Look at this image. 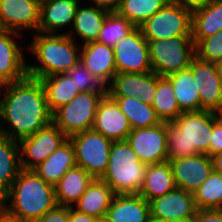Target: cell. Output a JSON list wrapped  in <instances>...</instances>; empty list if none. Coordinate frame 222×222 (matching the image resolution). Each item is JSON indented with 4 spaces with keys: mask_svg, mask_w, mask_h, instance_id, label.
<instances>
[{
    "mask_svg": "<svg viewBox=\"0 0 222 222\" xmlns=\"http://www.w3.org/2000/svg\"><path fill=\"white\" fill-rule=\"evenodd\" d=\"M2 88L7 91L0 99V134L19 142L52 123L40 79L27 75L20 81L0 85ZM3 123L8 126L3 127Z\"/></svg>",
    "mask_w": 222,
    "mask_h": 222,
    "instance_id": "obj_1",
    "label": "cell"
},
{
    "mask_svg": "<svg viewBox=\"0 0 222 222\" xmlns=\"http://www.w3.org/2000/svg\"><path fill=\"white\" fill-rule=\"evenodd\" d=\"M56 206L55 187L34 170L21 169L8 193L0 200V208L23 222H36Z\"/></svg>",
    "mask_w": 222,
    "mask_h": 222,
    "instance_id": "obj_2",
    "label": "cell"
},
{
    "mask_svg": "<svg viewBox=\"0 0 222 222\" xmlns=\"http://www.w3.org/2000/svg\"><path fill=\"white\" fill-rule=\"evenodd\" d=\"M214 125L213 111L182 112L167 126L168 161L207 154Z\"/></svg>",
    "mask_w": 222,
    "mask_h": 222,
    "instance_id": "obj_3",
    "label": "cell"
},
{
    "mask_svg": "<svg viewBox=\"0 0 222 222\" xmlns=\"http://www.w3.org/2000/svg\"><path fill=\"white\" fill-rule=\"evenodd\" d=\"M28 49L39 65L27 64V75L41 79L54 74H64L80 62L81 45L66 32L46 34L36 32Z\"/></svg>",
    "mask_w": 222,
    "mask_h": 222,
    "instance_id": "obj_4",
    "label": "cell"
},
{
    "mask_svg": "<svg viewBox=\"0 0 222 222\" xmlns=\"http://www.w3.org/2000/svg\"><path fill=\"white\" fill-rule=\"evenodd\" d=\"M143 164L127 141L112 142L106 172L100 178L115 195L138 194L146 175Z\"/></svg>",
    "mask_w": 222,
    "mask_h": 222,
    "instance_id": "obj_5",
    "label": "cell"
},
{
    "mask_svg": "<svg viewBox=\"0 0 222 222\" xmlns=\"http://www.w3.org/2000/svg\"><path fill=\"white\" fill-rule=\"evenodd\" d=\"M147 42L152 71L160 77H167L189 68L196 56V45L192 36H177Z\"/></svg>",
    "mask_w": 222,
    "mask_h": 222,
    "instance_id": "obj_6",
    "label": "cell"
},
{
    "mask_svg": "<svg viewBox=\"0 0 222 222\" xmlns=\"http://www.w3.org/2000/svg\"><path fill=\"white\" fill-rule=\"evenodd\" d=\"M107 94L80 92L52 113V122L69 138L92 129L98 104Z\"/></svg>",
    "mask_w": 222,
    "mask_h": 222,
    "instance_id": "obj_7",
    "label": "cell"
},
{
    "mask_svg": "<svg viewBox=\"0 0 222 222\" xmlns=\"http://www.w3.org/2000/svg\"><path fill=\"white\" fill-rule=\"evenodd\" d=\"M139 28L147 41L192 36V11L169 1Z\"/></svg>",
    "mask_w": 222,
    "mask_h": 222,
    "instance_id": "obj_8",
    "label": "cell"
},
{
    "mask_svg": "<svg viewBox=\"0 0 222 222\" xmlns=\"http://www.w3.org/2000/svg\"><path fill=\"white\" fill-rule=\"evenodd\" d=\"M74 146L76 165L93 178L100 179L106 172L112 141L93 129L68 138Z\"/></svg>",
    "mask_w": 222,
    "mask_h": 222,
    "instance_id": "obj_9",
    "label": "cell"
},
{
    "mask_svg": "<svg viewBox=\"0 0 222 222\" xmlns=\"http://www.w3.org/2000/svg\"><path fill=\"white\" fill-rule=\"evenodd\" d=\"M68 137L52 122L34 135L19 141L20 166L33 170L57 150Z\"/></svg>",
    "mask_w": 222,
    "mask_h": 222,
    "instance_id": "obj_10",
    "label": "cell"
},
{
    "mask_svg": "<svg viewBox=\"0 0 222 222\" xmlns=\"http://www.w3.org/2000/svg\"><path fill=\"white\" fill-rule=\"evenodd\" d=\"M116 73L152 72L149 46L139 27L114 45Z\"/></svg>",
    "mask_w": 222,
    "mask_h": 222,
    "instance_id": "obj_11",
    "label": "cell"
},
{
    "mask_svg": "<svg viewBox=\"0 0 222 222\" xmlns=\"http://www.w3.org/2000/svg\"><path fill=\"white\" fill-rule=\"evenodd\" d=\"M126 141L145 165L168 161L166 122L148 128L132 129Z\"/></svg>",
    "mask_w": 222,
    "mask_h": 222,
    "instance_id": "obj_12",
    "label": "cell"
},
{
    "mask_svg": "<svg viewBox=\"0 0 222 222\" xmlns=\"http://www.w3.org/2000/svg\"><path fill=\"white\" fill-rule=\"evenodd\" d=\"M199 91L201 110L222 111V84L220 82L216 63L204 61L195 56L190 67Z\"/></svg>",
    "mask_w": 222,
    "mask_h": 222,
    "instance_id": "obj_13",
    "label": "cell"
},
{
    "mask_svg": "<svg viewBox=\"0 0 222 222\" xmlns=\"http://www.w3.org/2000/svg\"><path fill=\"white\" fill-rule=\"evenodd\" d=\"M40 4L37 0H0V29L38 32Z\"/></svg>",
    "mask_w": 222,
    "mask_h": 222,
    "instance_id": "obj_14",
    "label": "cell"
},
{
    "mask_svg": "<svg viewBox=\"0 0 222 222\" xmlns=\"http://www.w3.org/2000/svg\"><path fill=\"white\" fill-rule=\"evenodd\" d=\"M157 89V74L116 73L107 86L110 97H135L144 103L152 104Z\"/></svg>",
    "mask_w": 222,
    "mask_h": 222,
    "instance_id": "obj_15",
    "label": "cell"
},
{
    "mask_svg": "<svg viewBox=\"0 0 222 222\" xmlns=\"http://www.w3.org/2000/svg\"><path fill=\"white\" fill-rule=\"evenodd\" d=\"M21 37L23 34L0 29V85L17 82L27 76L24 49L16 40Z\"/></svg>",
    "mask_w": 222,
    "mask_h": 222,
    "instance_id": "obj_16",
    "label": "cell"
},
{
    "mask_svg": "<svg viewBox=\"0 0 222 222\" xmlns=\"http://www.w3.org/2000/svg\"><path fill=\"white\" fill-rule=\"evenodd\" d=\"M149 206L151 219L160 222L195 216L198 210L193 193L177 187L149 201Z\"/></svg>",
    "mask_w": 222,
    "mask_h": 222,
    "instance_id": "obj_17",
    "label": "cell"
},
{
    "mask_svg": "<svg viewBox=\"0 0 222 222\" xmlns=\"http://www.w3.org/2000/svg\"><path fill=\"white\" fill-rule=\"evenodd\" d=\"M177 188L193 193L213 172L207 154H198L169 161Z\"/></svg>",
    "mask_w": 222,
    "mask_h": 222,
    "instance_id": "obj_18",
    "label": "cell"
},
{
    "mask_svg": "<svg viewBox=\"0 0 222 222\" xmlns=\"http://www.w3.org/2000/svg\"><path fill=\"white\" fill-rule=\"evenodd\" d=\"M92 129L112 142L126 141L132 130L119 105L108 94L103 96L98 104Z\"/></svg>",
    "mask_w": 222,
    "mask_h": 222,
    "instance_id": "obj_19",
    "label": "cell"
},
{
    "mask_svg": "<svg viewBox=\"0 0 222 222\" xmlns=\"http://www.w3.org/2000/svg\"><path fill=\"white\" fill-rule=\"evenodd\" d=\"M82 45L80 63L108 86L116 74L114 48L98 41Z\"/></svg>",
    "mask_w": 222,
    "mask_h": 222,
    "instance_id": "obj_20",
    "label": "cell"
},
{
    "mask_svg": "<svg viewBox=\"0 0 222 222\" xmlns=\"http://www.w3.org/2000/svg\"><path fill=\"white\" fill-rule=\"evenodd\" d=\"M80 0H44L40 4L38 32L58 34L61 28L72 26ZM57 31V32H56Z\"/></svg>",
    "mask_w": 222,
    "mask_h": 222,
    "instance_id": "obj_21",
    "label": "cell"
},
{
    "mask_svg": "<svg viewBox=\"0 0 222 222\" xmlns=\"http://www.w3.org/2000/svg\"><path fill=\"white\" fill-rule=\"evenodd\" d=\"M107 222H150V206L139 194H118L111 201Z\"/></svg>",
    "mask_w": 222,
    "mask_h": 222,
    "instance_id": "obj_22",
    "label": "cell"
},
{
    "mask_svg": "<svg viewBox=\"0 0 222 222\" xmlns=\"http://www.w3.org/2000/svg\"><path fill=\"white\" fill-rule=\"evenodd\" d=\"M94 178L80 166L70 168L55 187L57 205L73 207Z\"/></svg>",
    "mask_w": 222,
    "mask_h": 222,
    "instance_id": "obj_23",
    "label": "cell"
},
{
    "mask_svg": "<svg viewBox=\"0 0 222 222\" xmlns=\"http://www.w3.org/2000/svg\"><path fill=\"white\" fill-rule=\"evenodd\" d=\"M76 166L74 146L67 139L47 159L33 170L48 184L55 186L62 176Z\"/></svg>",
    "mask_w": 222,
    "mask_h": 222,
    "instance_id": "obj_24",
    "label": "cell"
},
{
    "mask_svg": "<svg viewBox=\"0 0 222 222\" xmlns=\"http://www.w3.org/2000/svg\"><path fill=\"white\" fill-rule=\"evenodd\" d=\"M114 196L115 194L108 184L101 179L94 178L73 208L80 213L103 220Z\"/></svg>",
    "mask_w": 222,
    "mask_h": 222,
    "instance_id": "obj_25",
    "label": "cell"
},
{
    "mask_svg": "<svg viewBox=\"0 0 222 222\" xmlns=\"http://www.w3.org/2000/svg\"><path fill=\"white\" fill-rule=\"evenodd\" d=\"M81 6L79 4L74 17L73 32L69 31L67 35L75 39L74 34H76L78 38L80 37L79 39L83 40L84 44L97 41L99 32L110 12L93 5Z\"/></svg>",
    "mask_w": 222,
    "mask_h": 222,
    "instance_id": "obj_26",
    "label": "cell"
},
{
    "mask_svg": "<svg viewBox=\"0 0 222 222\" xmlns=\"http://www.w3.org/2000/svg\"><path fill=\"white\" fill-rule=\"evenodd\" d=\"M176 188L169 161L147 165L146 175L139 190V195L147 202L163 196Z\"/></svg>",
    "mask_w": 222,
    "mask_h": 222,
    "instance_id": "obj_27",
    "label": "cell"
},
{
    "mask_svg": "<svg viewBox=\"0 0 222 222\" xmlns=\"http://www.w3.org/2000/svg\"><path fill=\"white\" fill-rule=\"evenodd\" d=\"M222 29V0H210L192 11V39L197 45L202 39Z\"/></svg>",
    "mask_w": 222,
    "mask_h": 222,
    "instance_id": "obj_28",
    "label": "cell"
},
{
    "mask_svg": "<svg viewBox=\"0 0 222 222\" xmlns=\"http://www.w3.org/2000/svg\"><path fill=\"white\" fill-rule=\"evenodd\" d=\"M20 170L19 142L0 134V200L8 193Z\"/></svg>",
    "mask_w": 222,
    "mask_h": 222,
    "instance_id": "obj_29",
    "label": "cell"
},
{
    "mask_svg": "<svg viewBox=\"0 0 222 222\" xmlns=\"http://www.w3.org/2000/svg\"><path fill=\"white\" fill-rule=\"evenodd\" d=\"M172 84L175 98L182 112L201 111L199 91L190 68L166 77Z\"/></svg>",
    "mask_w": 222,
    "mask_h": 222,
    "instance_id": "obj_30",
    "label": "cell"
},
{
    "mask_svg": "<svg viewBox=\"0 0 222 222\" xmlns=\"http://www.w3.org/2000/svg\"><path fill=\"white\" fill-rule=\"evenodd\" d=\"M46 95L50 111L53 113L59 107L67 104L80 93L73 79L66 73L54 74L40 79Z\"/></svg>",
    "mask_w": 222,
    "mask_h": 222,
    "instance_id": "obj_31",
    "label": "cell"
},
{
    "mask_svg": "<svg viewBox=\"0 0 222 222\" xmlns=\"http://www.w3.org/2000/svg\"><path fill=\"white\" fill-rule=\"evenodd\" d=\"M127 117L131 129L148 128L161 123L151 104L135 97H111Z\"/></svg>",
    "mask_w": 222,
    "mask_h": 222,
    "instance_id": "obj_32",
    "label": "cell"
},
{
    "mask_svg": "<svg viewBox=\"0 0 222 222\" xmlns=\"http://www.w3.org/2000/svg\"><path fill=\"white\" fill-rule=\"evenodd\" d=\"M152 107L161 122H173L181 113L171 82L157 75V89Z\"/></svg>",
    "mask_w": 222,
    "mask_h": 222,
    "instance_id": "obj_33",
    "label": "cell"
},
{
    "mask_svg": "<svg viewBox=\"0 0 222 222\" xmlns=\"http://www.w3.org/2000/svg\"><path fill=\"white\" fill-rule=\"evenodd\" d=\"M170 0H120L116 13L139 27Z\"/></svg>",
    "mask_w": 222,
    "mask_h": 222,
    "instance_id": "obj_34",
    "label": "cell"
},
{
    "mask_svg": "<svg viewBox=\"0 0 222 222\" xmlns=\"http://www.w3.org/2000/svg\"><path fill=\"white\" fill-rule=\"evenodd\" d=\"M193 197L198 210L222 209V174L213 170L193 192Z\"/></svg>",
    "mask_w": 222,
    "mask_h": 222,
    "instance_id": "obj_35",
    "label": "cell"
},
{
    "mask_svg": "<svg viewBox=\"0 0 222 222\" xmlns=\"http://www.w3.org/2000/svg\"><path fill=\"white\" fill-rule=\"evenodd\" d=\"M136 27L126 18L111 12L106 17L98 36V42L114 47Z\"/></svg>",
    "mask_w": 222,
    "mask_h": 222,
    "instance_id": "obj_36",
    "label": "cell"
},
{
    "mask_svg": "<svg viewBox=\"0 0 222 222\" xmlns=\"http://www.w3.org/2000/svg\"><path fill=\"white\" fill-rule=\"evenodd\" d=\"M66 74L73 79L80 92L107 94V85L80 62Z\"/></svg>",
    "mask_w": 222,
    "mask_h": 222,
    "instance_id": "obj_37",
    "label": "cell"
},
{
    "mask_svg": "<svg viewBox=\"0 0 222 222\" xmlns=\"http://www.w3.org/2000/svg\"><path fill=\"white\" fill-rule=\"evenodd\" d=\"M196 56L212 63L222 62V29L196 45Z\"/></svg>",
    "mask_w": 222,
    "mask_h": 222,
    "instance_id": "obj_38",
    "label": "cell"
},
{
    "mask_svg": "<svg viewBox=\"0 0 222 222\" xmlns=\"http://www.w3.org/2000/svg\"><path fill=\"white\" fill-rule=\"evenodd\" d=\"M219 153H222V122L218 119L217 113L214 112L212 138L207 155L211 157Z\"/></svg>",
    "mask_w": 222,
    "mask_h": 222,
    "instance_id": "obj_39",
    "label": "cell"
},
{
    "mask_svg": "<svg viewBox=\"0 0 222 222\" xmlns=\"http://www.w3.org/2000/svg\"><path fill=\"white\" fill-rule=\"evenodd\" d=\"M69 207L57 205L54 209L46 212L36 222H68Z\"/></svg>",
    "mask_w": 222,
    "mask_h": 222,
    "instance_id": "obj_40",
    "label": "cell"
},
{
    "mask_svg": "<svg viewBox=\"0 0 222 222\" xmlns=\"http://www.w3.org/2000/svg\"><path fill=\"white\" fill-rule=\"evenodd\" d=\"M196 222H222L221 209L197 210Z\"/></svg>",
    "mask_w": 222,
    "mask_h": 222,
    "instance_id": "obj_41",
    "label": "cell"
},
{
    "mask_svg": "<svg viewBox=\"0 0 222 222\" xmlns=\"http://www.w3.org/2000/svg\"><path fill=\"white\" fill-rule=\"evenodd\" d=\"M100 219L91 215L83 214L69 207V221L68 222H99Z\"/></svg>",
    "mask_w": 222,
    "mask_h": 222,
    "instance_id": "obj_42",
    "label": "cell"
},
{
    "mask_svg": "<svg viewBox=\"0 0 222 222\" xmlns=\"http://www.w3.org/2000/svg\"><path fill=\"white\" fill-rule=\"evenodd\" d=\"M89 1L93 2L91 3V5L104 9L110 13L116 12L120 3V0H89Z\"/></svg>",
    "mask_w": 222,
    "mask_h": 222,
    "instance_id": "obj_43",
    "label": "cell"
},
{
    "mask_svg": "<svg viewBox=\"0 0 222 222\" xmlns=\"http://www.w3.org/2000/svg\"><path fill=\"white\" fill-rule=\"evenodd\" d=\"M179 6L194 11L206 5L210 0H170Z\"/></svg>",
    "mask_w": 222,
    "mask_h": 222,
    "instance_id": "obj_44",
    "label": "cell"
},
{
    "mask_svg": "<svg viewBox=\"0 0 222 222\" xmlns=\"http://www.w3.org/2000/svg\"><path fill=\"white\" fill-rule=\"evenodd\" d=\"M213 170L222 174V153L211 156Z\"/></svg>",
    "mask_w": 222,
    "mask_h": 222,
    "instance_id": "obj_45",
    "label": "cell"
},
{
    "mask_svg": "<svg viewBox=\"0 0 222 222\" xmlns=\"http://www.w3.org/2000/svg\"><path fill=\"white\" fill-rule=\"evenodd\" d=\"M0 222H23V221L8 215L2 208H0Z\"/></svg>",
    "mask_w": 222,
    "mask_h": 222,
    "instance_id": "obj_46",
    "label": "cell"
},
{
    "mask_svg": "<svg viewBox=\"0 0 222 222\" xmlns=\"http://www.w3.org/2000/svg\"><path fill=\"white\" fill-rule=\"evenodd\" d=\"M168 222H196V215L195 216H190V217H185V218L171 220V221H168Z\"/></svg>",
    "mask_w": 222,
    "mask_h": 222,
    "instance_id": "obj_47",
    "label": "cell"
},
{
    "mask_svg": "<svg viewBox=\"0 0 222 222\" xmlns=\"http://www.w3.org/2000/svg\"><path fill=\"white\" fill-rule=\"evenodd\" d=\"M216 68H217V72H218L220 82L222 84V62L216 63Z\"/></svg>",
    "mask_w": 222,
    "mask_h": 222,
    "instance_id": "obj_48",
    "label": "cell"
},
{
    "mask_svg": "<svg viewBox=\"0 0 222 222\" xmlns=\"http://www.w3.org/2000/svg\"><path fill=\"white\" fill-rule=\"evenodd\" d=\"M217 117L222 122V111L217 113Z\"/></svg>",
    "mask_w": 222,
    "mask_h": 222,
    "instance_id": "obj_49",
    "label": "cell"
},
{
    "mask_svg": "<svg viewBox=\"0 0 222 222\" xmlns=\"http://www.w3.org/2000/svg\"><path fill=\"white\" fill-rule=\"evenodd\" d=\"M150 222H160V221H156V220H154V219H151Z\"/></svg>",
    "mask_w": 222,
    "mask_h": 222,
    "instance_id": "obj_50",
    "label": "cell"
}]
</instances>
